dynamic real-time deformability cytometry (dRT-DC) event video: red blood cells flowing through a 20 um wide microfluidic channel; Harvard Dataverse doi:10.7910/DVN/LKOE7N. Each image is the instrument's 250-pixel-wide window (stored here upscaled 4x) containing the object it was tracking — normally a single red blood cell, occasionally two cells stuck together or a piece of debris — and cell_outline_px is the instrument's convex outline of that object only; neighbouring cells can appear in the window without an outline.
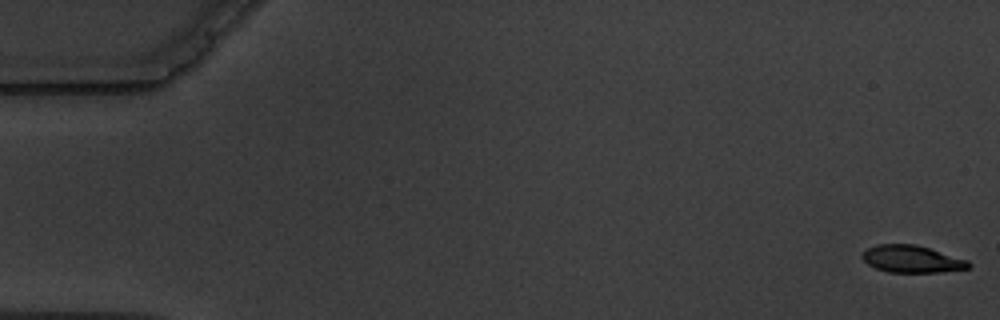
{"species": "common noctule bat (a hibernating species)", "species_latin": "Nyctalus noctula", "temperature_condition": "warm", "stored_images_in_passage": 9, "camera_frame_rate_fps": 3000, "um_per_image_px": 0.085, "animal": {"sex": "male", "body_mass_g": 19.5, "forearm_length_mm": 54.6}, "frame": {"image": 1, "passage_image": 1, "time_ms": 0.0, "image_size_px": [1000, 320], "cell_outline_px": [[972, 264], [968, 268], [940, 272], [888, 272], [876, 268], [868, 264], [860, 256], [860, 252], [876, 244], [916, 244], [968, 260]], "centroid_in_image_um": [77.47, 22.01], "position_along_channel_um": 7.5, "area_um2": 16.88}}
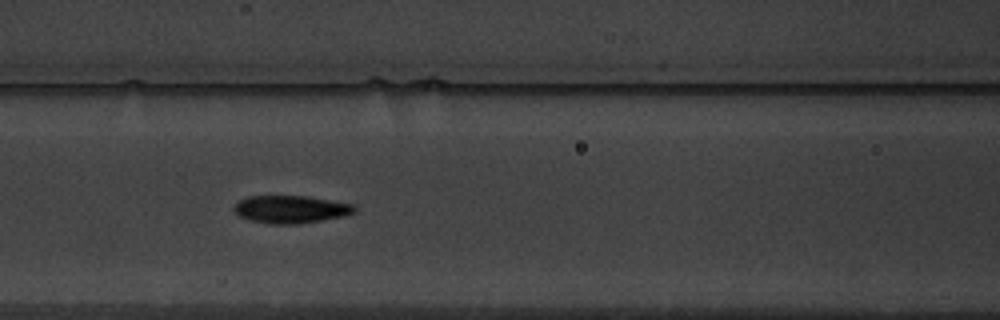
{"frame": {"image": 2, "passage_image": 8, "time_ms": 8.0, "image_size_px": [1000, 320], "cell_outline_px": [[356, 208], [352, 212], [344, 216], [296, 224], [268, 224], [248, 220], [240, 216], [232, 208], [240, 200], [248, 196], [308, 196], [352, 204]], "centroid_in_image_um": [24.67, 17.79], "position_along_channel_um": 141.9, "area_um2": 19.25}}
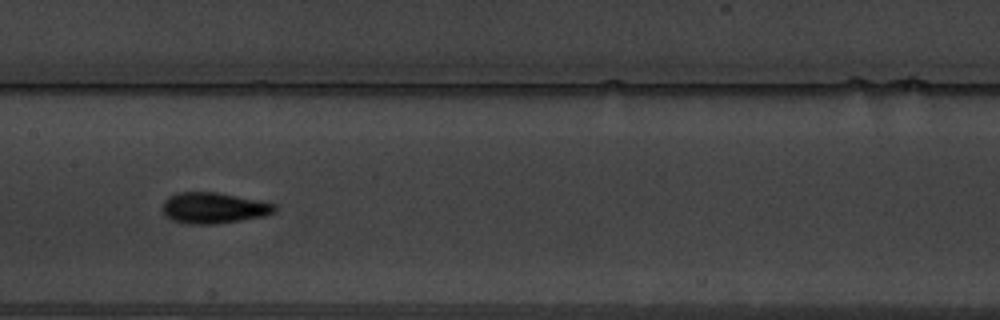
{"frame": {"image": 3, "passage_image": 9, "time_ms": 9.333, "image_size_px": [1000, 320], "cell_outline_px": [[276, 212], [264, 216], [216, 224], [188, 224], [172, 220], [160, 208], [164, 200], [168, 196], [180, 192], [216, 192], [276, 204]], "centroid_in_image_um": [18.13, 17.68], "position_along_channel_um": 189.3, "area_um2": 20.17}}